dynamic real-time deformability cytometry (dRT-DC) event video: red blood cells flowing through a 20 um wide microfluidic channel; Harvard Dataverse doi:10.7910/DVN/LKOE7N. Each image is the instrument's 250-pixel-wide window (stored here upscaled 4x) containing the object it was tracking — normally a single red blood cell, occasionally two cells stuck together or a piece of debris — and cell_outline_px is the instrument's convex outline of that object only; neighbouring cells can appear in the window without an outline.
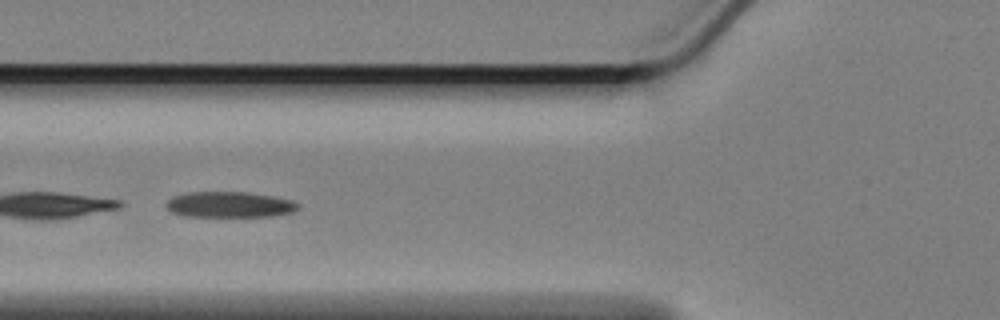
{"species": "Egyptian fruit bat (a non-hibernating species)", "species_latin": "Rousettus aegyptiacus", "temperature_condition": "cold", "stored_images_in_passage": 35, "segment_of_instrument_passage": [2, 2], "camera_frame_rate_fps": 3000, "um_per_image_px": 0.085, "animal": {"sex": "female"}, "frame": {"image": 1, "passage_image": 21, "time_ms": 6.667, "image_size_px": [1000, 320], "cell_outline_px": [[300, 208], [292, 212], [272, 216], [184, 216], [172, 212], [164, 204], [172, 196], [188, 192], [248, 192], [272, 196], [292, 200], [300, 204]], "centroid_in_image_um": [19.51, 17.38], "position_along_channel_um": 106.3, "area_um2": 19.83}}
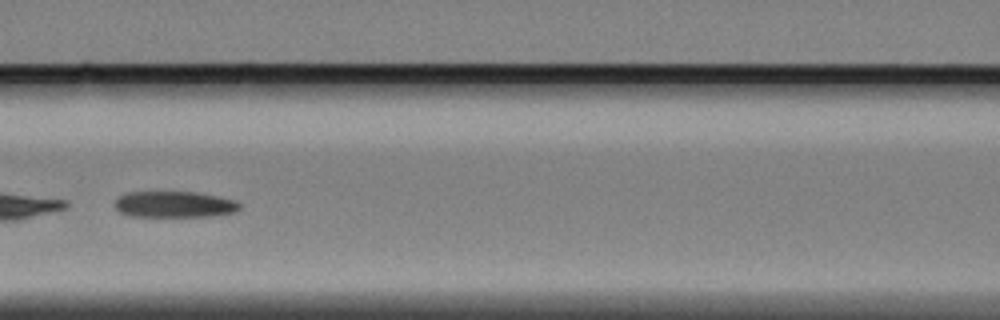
{"frame": {"image": 2, "passage_image": 25, "time_ms": 8.0, "image_size_px": [1000, 320], "cell_outline_px": [[240, 208], [236, 212], [216, 216], [128, 216], [120, 212], [112, 204], [120, 196], [128, 192], [196, 192], [236, 200], [240, 204]], "centroid_in_image_um": [14.83, 17.38], "position_along_channel_um": 151.8, "area_um2": 19.13}}